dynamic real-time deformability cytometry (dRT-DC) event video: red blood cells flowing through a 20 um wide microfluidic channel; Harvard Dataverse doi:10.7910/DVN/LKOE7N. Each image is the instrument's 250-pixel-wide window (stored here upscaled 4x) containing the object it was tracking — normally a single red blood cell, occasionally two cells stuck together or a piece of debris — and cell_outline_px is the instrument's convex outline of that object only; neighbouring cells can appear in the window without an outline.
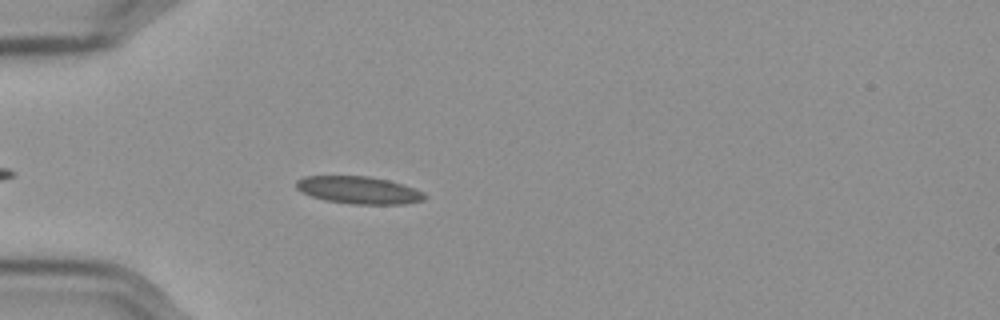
{"species": "Egyptian fruit bat (a non-hibernating species)", "species_latin": "Rousettus aegyptiacus", "temperature_condition": "cold", "stored_images_in_passage": 33, "camera_frame_rate_fps": 3000, "um_per_image_px": 0.085, "frame": {"image": 1, "passage_image": 6, "time_ms": 1.667, "image_size_px": [1000, 320], "cell_outline_px": [[428, 196], [424, 200], [404, 204], [352, 204], [324, 200], [300, 192], [296, 188], [296, 180], [304, 176], [368, 176], [388, 180], [404, 184], [424, 192]], "centroid_in_image_um": [30.5, 16.16], "position_along_channel_um": 54.5, "area_um2": 20.69}}
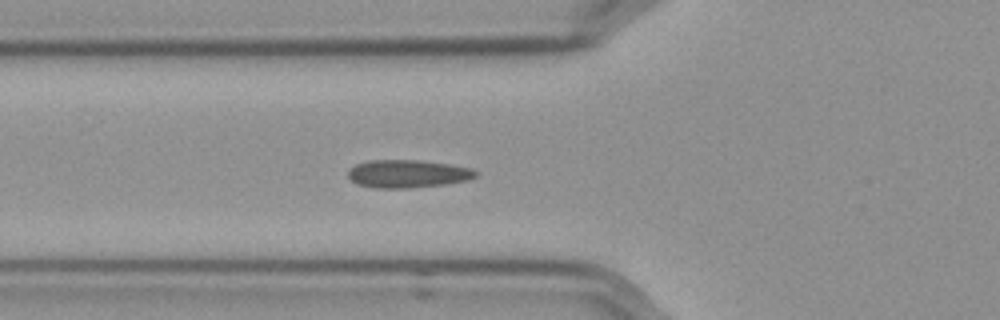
{"frame": {"image": 2, "passage_image": 10, "time_ms": 3.0, "image_size_px": [1000, 320], "cell_outline_px": [[476, 176], [468, 180], [448, 184], [408, 188], [372, 188], [356, 184], [348, 176], [348, 168], [356, 164], [368, 160], [416, 160], [448, 164], [472, 168], [476, 172]], "centroid_in_image_um": [34.61, 14.78], "position_along_channel_um": 91.2, "area_um2": 20.87}}
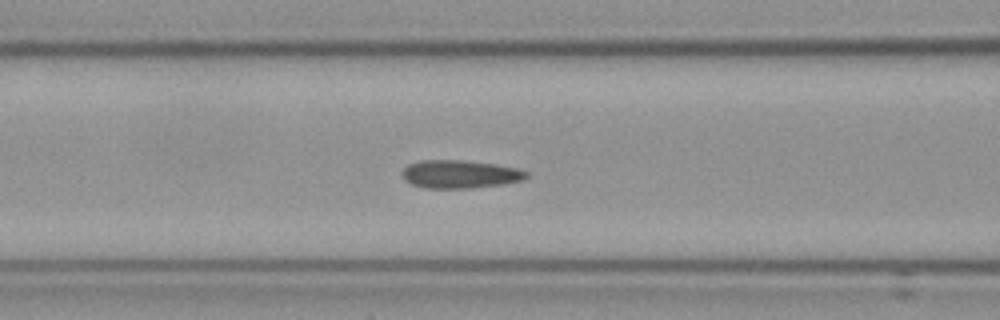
{"frame": {"image": 3, "passage_image": 13, "time_ms": 4.0, "image_size_px": [1000, 320], "cell_outline_px": [[528, 176], [524, 180], [504, 184], [472, 188], [424, 188], [412, 184], [404, 180], [404, 168], [408, 164], [420, 160], [460, 160], [492, 164], [516, 168], [528, 172]], "centroid_in_image_um": [39.1, 14.81], "position_along_channel_um": 127.5, "area_um2": 20.23}}